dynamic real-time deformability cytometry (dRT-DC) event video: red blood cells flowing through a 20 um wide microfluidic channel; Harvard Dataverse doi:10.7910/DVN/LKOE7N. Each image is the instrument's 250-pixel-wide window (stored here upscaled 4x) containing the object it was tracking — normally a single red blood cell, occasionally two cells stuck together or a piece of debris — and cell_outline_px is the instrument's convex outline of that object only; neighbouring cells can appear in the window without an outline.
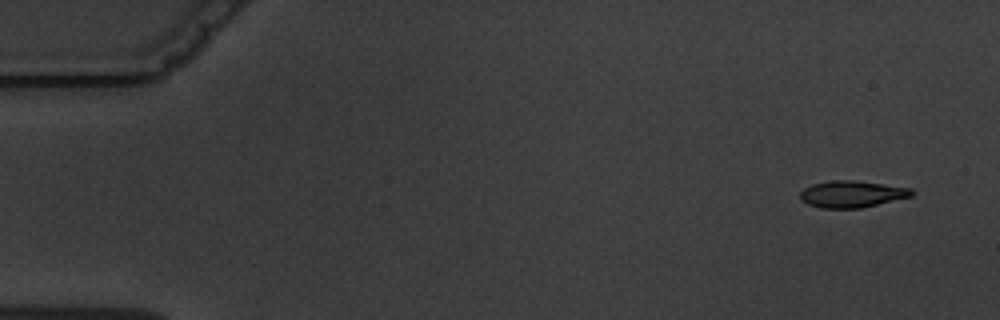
{"species": "common noctule bat (a hibernating species)", "species_latin": "Nyctalus noctula", "temperature_condition": "warm", "stored_images_in_passage": 4, "camera_frame_rate_fps": 3000, "um_per_image_px": 0.085, "animal": {"sex": "male", "body_mass_g": 19.5, "forearm_length_mm": 54.6}, "frame": {"image": 1, "passage_image": 1, "time_ms": 0.0, "image_size_px": [1000, 320], "cell_outline_px": [[916, 192], [912, 196], [860, 208], [820, 208], [808, 204], [800, 200], [800, 192], [804, 188], [812, 184], [832, 180], [852, 180], [912, 188]], "centroid_in_image_um": [72.4, 16.49], "position_along_channel_um": 12.6, "area_um2": 17.34}}
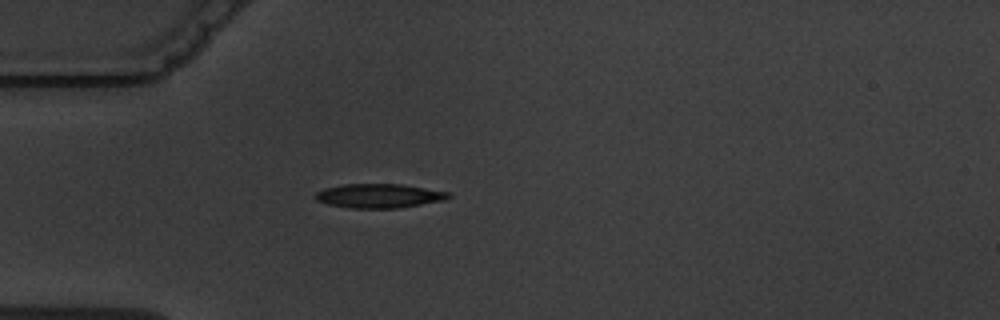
{"frame": {"image": 2, "passage_image": 4, "time_ms": 4.333, "image_size_px": [1000, 320], "cell_outline_px": [[452, 196], [444, 200], [400, 208], [348, 208], [328, 204], [316, 200], [312, 196], [316, 192], [324, 188], [344, 184], [400, 184], [452, 192]], "centroid_in_image_um": [32.22, 16.64], "position_along_channel_um": 52.8, "area_um2": 18.9}}